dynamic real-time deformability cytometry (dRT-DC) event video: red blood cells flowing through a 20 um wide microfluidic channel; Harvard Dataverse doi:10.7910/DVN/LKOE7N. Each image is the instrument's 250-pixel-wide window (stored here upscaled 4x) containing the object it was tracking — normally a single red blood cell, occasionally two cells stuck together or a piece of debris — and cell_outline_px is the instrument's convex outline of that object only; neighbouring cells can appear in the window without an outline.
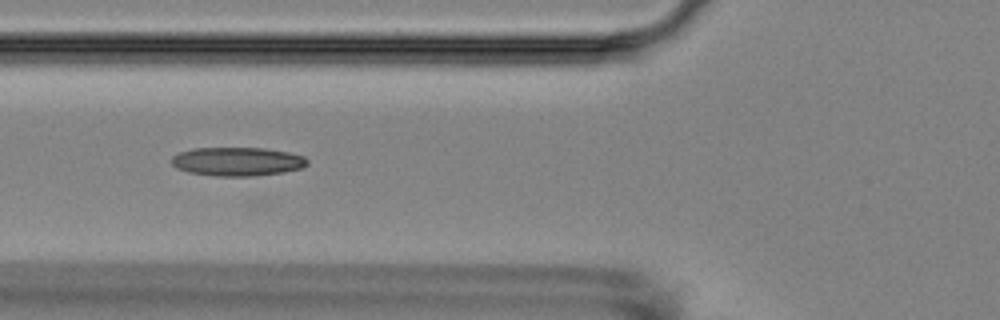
{"species": "Egyptian fruit bat (a non-hibernating species)", "species_latin": "Rousettus aegyptiacus", "temperature_condition": "room temperature", "stored_images_in_passage": 6, "camera_frame_rate_fps": 3000, "um_per_image_px": 0.085, "animal": {"sex": "female"}, "frame": {"image": 1, "passage_image": 4, "time_ms": 3.667, "image_size_px": [1000, 320], "cell_outline_px": [[308, 164], [300, 168], [284, 172], [256, 176], [216, 176], [188, 172], [176, 168], [172, 164], [172, 156], [180, 152], [192, 148], [264, 148], [288, 152], [304, 156], [308, 160]], "centroid_in_image_um": [20.17, 13.73], "position_along_channel_um": 105.6, "area_um2": 22.77}}
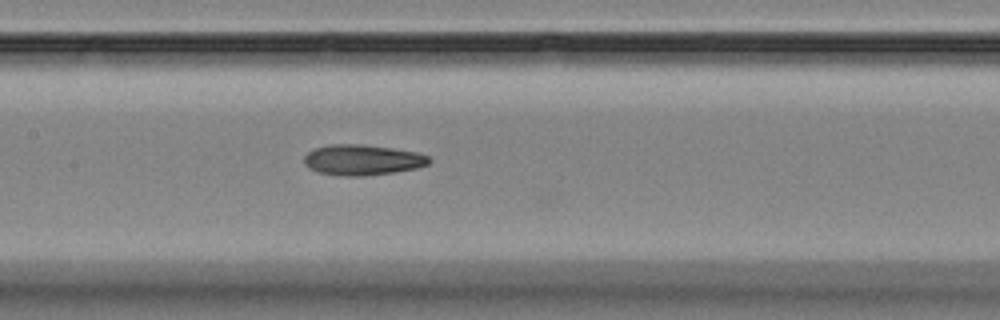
{"frame": {"image": 2, "passage_image": 6, "time_ms": 5.667, "image_size_px": [1000, 320], "cell_outline_px": [[432, 160], [428, 164], [416, 168], [396, 172], [364, 176], [340, 176], [320, 172], [308, 168], [304, 164], [304, 156], [308, 152], [316, 148], [328, 144], [360, 144], [392, 148], [416, 152], [428, 156]], "centroid_in_image_um": [30.79, 13.59], "position_along_channel_um": 176.6, "area_um2": 22.31}}